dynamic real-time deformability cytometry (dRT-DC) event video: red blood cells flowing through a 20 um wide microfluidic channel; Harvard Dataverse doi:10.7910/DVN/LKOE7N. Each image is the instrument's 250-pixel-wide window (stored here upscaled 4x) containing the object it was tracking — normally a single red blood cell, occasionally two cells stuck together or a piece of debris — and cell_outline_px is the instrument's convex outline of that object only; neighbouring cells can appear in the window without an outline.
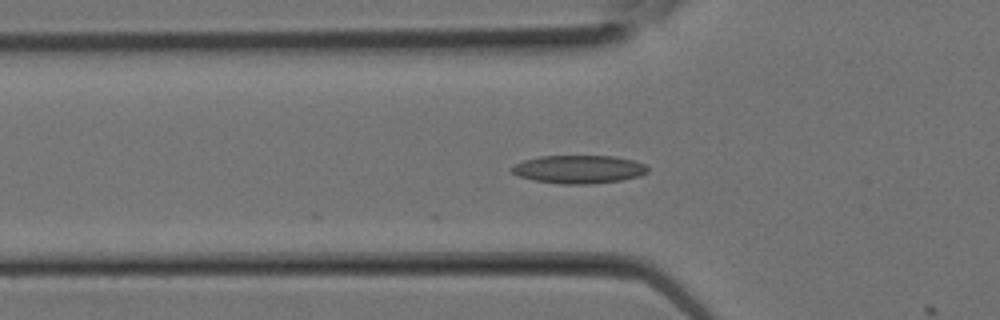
{"species": "Egyptian fruit bat (a non-hibernating species)", "species_latin": "Rousettus aegyptiacus", "temperature_condition": "room temperature", "stored_images_in_passage": 4, "camera_frame_rate_fps": 3000, "um_per_image_px": 0.085, "animal": {"sex": "female"}, "frame": {"image": 1, "passage_image": 3, "time_ms": 0.667, "image_size_px": [1000, 320], "cell_outline_px": [[648, 172], [640, 176], [620, 180], [588, 184], [560, 184], [536, 180], [516, 176], [508, 168], [524, 160], [540, 156], [616, 156], [632, 160], [644, 164], [648, 168]], "centroid_in_image_um": [49.18, 14.39], "position_along_channel_um": 76.6, "area_um2": 22.31}}